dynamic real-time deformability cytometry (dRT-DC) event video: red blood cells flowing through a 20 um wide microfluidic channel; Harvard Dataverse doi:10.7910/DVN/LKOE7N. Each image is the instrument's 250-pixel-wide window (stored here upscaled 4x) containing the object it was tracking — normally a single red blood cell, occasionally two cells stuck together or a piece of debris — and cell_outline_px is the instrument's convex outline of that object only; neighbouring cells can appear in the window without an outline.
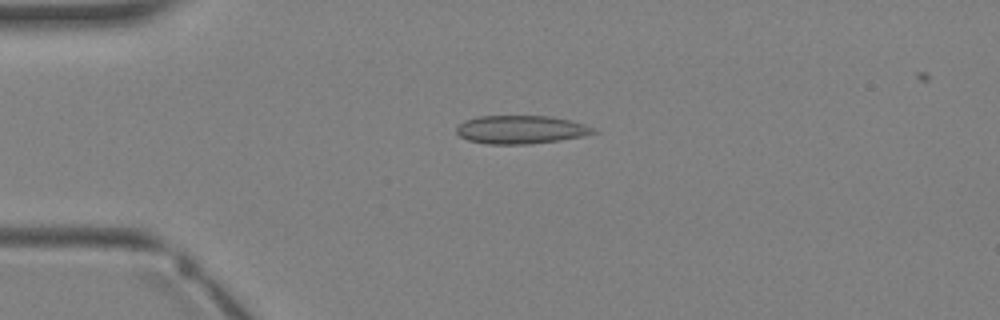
{"species": "Egyptian fruit bat (a non-hibernating species)", "species_latin": "Rousettus aegyptiacus", "temperature_condition": "warm", "stored_images_in_passage": 4, "camera_frame_rate_fps": 3000, "um_per_image_px": 0.085, "animal": {"sex": "female"}, "frame": {"image": 1, "passage_image": 3, "time_ms": 2.333, "image_size_px": [1000, 320], "cell_outline_px": [[596, 132], [584, 136], [560, 140], [528, 144], [488, 144], [468, 140], [460, 136], [456, 132], [456, 128], [464, 120], [476, 116], [552, 116], [584, 124], [596, 128]], "centroid_in_image_um": [44.26, 11.01], "position_along_channel_um": 40.7, "area_um2": 22.6}}